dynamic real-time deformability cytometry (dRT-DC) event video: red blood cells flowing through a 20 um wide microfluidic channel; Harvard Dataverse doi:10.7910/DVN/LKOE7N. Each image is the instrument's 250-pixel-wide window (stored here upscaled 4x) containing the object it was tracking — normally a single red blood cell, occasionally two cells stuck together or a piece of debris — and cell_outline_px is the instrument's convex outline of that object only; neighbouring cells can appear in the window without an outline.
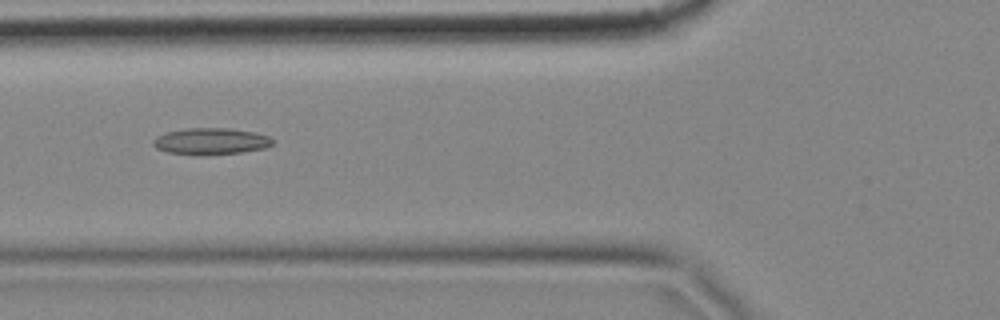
{"species": "common noctule bat (a hibernating species)", "species_latin": "Nyctalus noctula", "temperature_condition": "cold", "stored_images_in_passage": 57, "camera_frame_rate_fps": 3000, "um_per_image_px": 0.085, "animal": {"sex": "female", "body_mass_g": 18.4}, "frame": {"image": 1, "passage_image": 21, "time_ms": 6.667, "image_size_px": [1000, 320], "cell_outline_px": [[276, 140], [272, 144], [264, 148], [240, 152], [208, 156], [196, 156], [168, 152], [156, 148], [152, 144], [152, 140], [156, 136], [168, 132], [188, 128], [228, 128], [252, 132], [268, 136]], "centroid_in_image_um": [17.9, 12.03], "position_along_channel_um": 107.9, "area_um2": 18.67}}
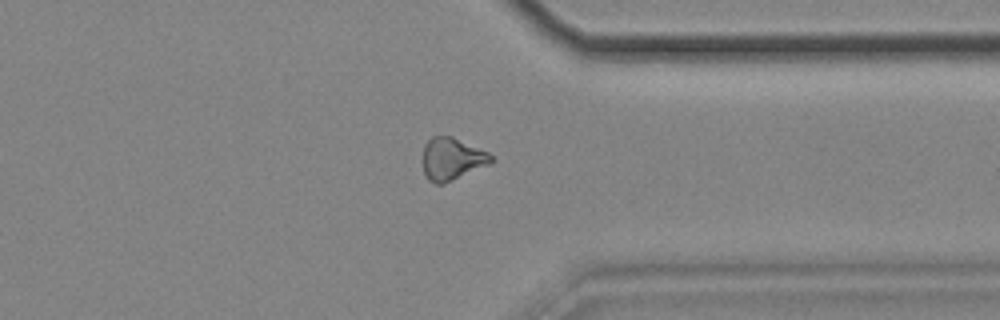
{"frame": {"image": 2, "passage_image": 44, "time_ms": 14.333, "image_size_px": [1000, 320], "cell_outline_px": [[496, 160], [492, 164], [444, 184], [436, 184], [428, 180], [424, 172], [420, 160], [424, 144], [432, 136], [452, 136], [488, 152]], "centroid_in_image_um": [38.4, 13.52], "position_along_channel_um": 373.0, "area_um2": 17.46}}
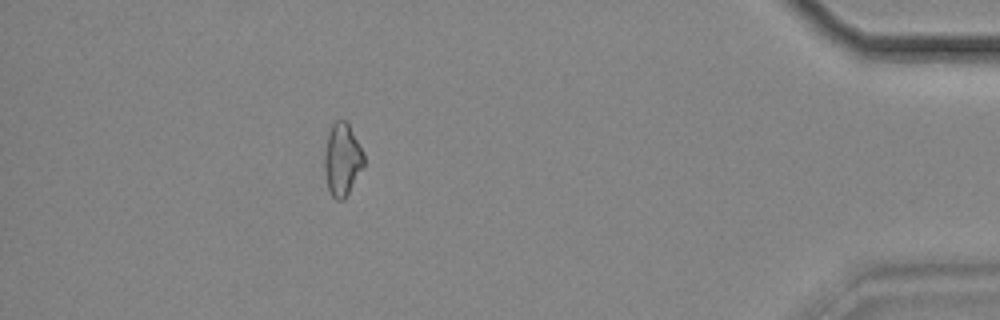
{"frame": {"image": 3, "passage_image": 51, "time_ms": 16.667, "image_size_px": [1000, 320], "cell_outline_px": [[364, 164], [344, 200], [336, 200], [332, 196], [328, 188], [324, 172], [324, 156], [328, 132], [332, 124], [336, 120], [348, 120], [364, 152]], "centroid_in_image_um": [29.08, 13.51], "position_along_channel_um": 406.1, "area_um2": 16.82}}